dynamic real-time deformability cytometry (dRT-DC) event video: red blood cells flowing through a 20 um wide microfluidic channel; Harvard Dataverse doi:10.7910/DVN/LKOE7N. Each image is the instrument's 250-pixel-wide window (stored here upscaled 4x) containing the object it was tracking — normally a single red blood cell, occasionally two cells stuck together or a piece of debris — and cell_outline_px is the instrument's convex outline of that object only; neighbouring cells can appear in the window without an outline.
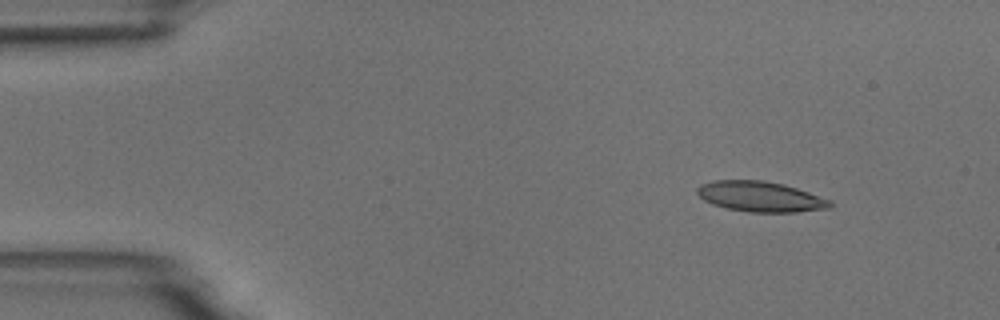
{"species": "common noctule bat (a hibernating species)", "species_latin": "Nyctalus noctula", "temperature_condition": "room temperature", "stored_images_in_passage": 4, "camera_frame_rate_fps": 3000, "um_per_image_px": 0.085, "animal": {"sex": "male", "body_mass_g": 18.8}, "frame": {"image": 1, "passage_image": 1, "time_ms": 0.0, "image_size_px": [1000, 320], "cell_outline_px": [[832, 208], [796, 212], [748, 212], [728, 208], [712, 204], [704, 200], [696, 192], [696, 188], [700, 184], [712, 180], [764, 180], [784, 184], [832, 200]], "centroid_in_image_um": [64.64, 16.71], "position_along_channel_um": 20.4, "area_um2": 23.64}}
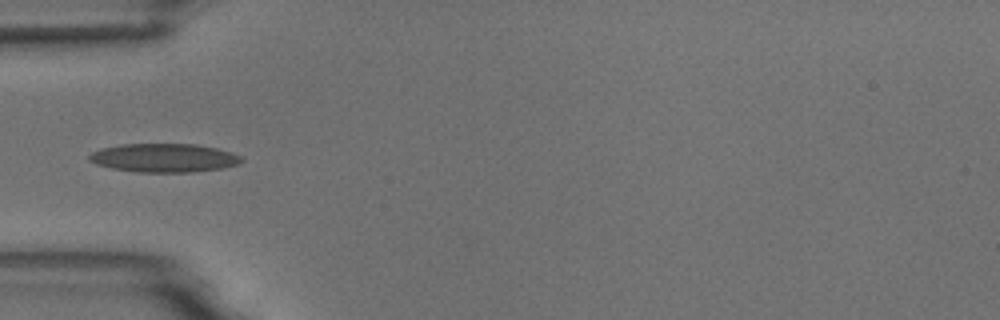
{"frame": {"image": 2, "passage_image": 4, "time_ms": 3.667, "image_size_px": [1000, 320], "cell_outline_px": [[244, 160], [240, 164], [220, 168], [192, 172], [136, 172], [112, 168], [96, 164], [88, 160], [88, 156], [92, 152], [100, 148], [120, 144], [196, 144], [216, 148], [232, 152], [240, 156]], "centroid_in_image_um": [13.93, 13.41], "position_along_channel_um": 71.1, "area_um2": 25.49}}